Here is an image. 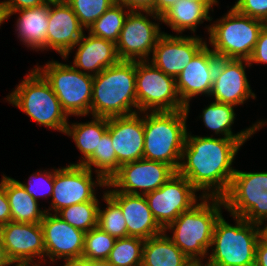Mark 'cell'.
<instances>
[{
  "label": "cell",
  "mask_w": 267,
  "mask_h": 266,
  "mask_svg": "<svg viewBox=\"0 0 267 266\" xmlns=\"http://www.w3.org/2000/svg\"><path fill=\"white\" fill-rule=\"evenodd\" d=\"M246 141L186 134L180 166L184 176L203 197L222 198L236 171L231 165Z\"/></svg>",
  "instance_id": "1"
},
{
  "label": "cell",
  "mask_w": 267,
  "mask_h": 266,
  "mask_svg": "<svg viewBox=\"0 0 267 266\" xmlns=\"http://www.w3.org/2000/svg\"><path fill=\"white\" fill-rule=\"evenodd\" d=\"M137 112L136 61L120 60L93 76L91 116L111 118Z\"/></svg>",
  "instance_id": "2"
},
{
  "label": "cell",
  "mask_w": 267,
  "mask_h": 266,
  "mask_svg": "<svg viewBox=\"0 0 267 266\" xmlns=\"http://www.w3.org/2000/svg\"><path fill=\"white\" fill-rule=\"evenodd\" d=\"M222 198L202 197L200 203L183 212L164 232L171 230L169 238L193 262H203L209 255L216 221L222 215ZM207 255V256H206Z\"/></svg>",
  "instance_id": "3"
},
{
  "label": "cell",
  "mask_w": 267,
  "mask_h": 266,
  "mask_svg": "<svg viewBox=\"0 0 267 266\" xmlns=\"http://www.w3.org/2000/svg\"><path fill=\"white\" fill-rule=\"evenodd\" d=\"M144 114L143 158L166 163L177 172L186 140V120L189 114L186 109L146 111Z\"/></svg>",
  "instance_id": "4"
},
{
  "label": "cell",
  "mask_w": 267,
  "mask_h": 266,
  "mask_svg": "<svg viewBox=\"0 0 267 266\" xmlns=\"http://www.w3.org/2000/svg\"><path fill=\"white\" fill-rule=\"evenodd\" d=\"M236 225L221 215L213 231L211 254L206 266H255L256 246L262 235L261 225L232 216Z\"/></svg>",
  "instance_id": "5"
},
{
  "label": "cell",
  "mask_w": 267,
  "mask_h": 266,
  "mask_svg": "<svg viewBox=\"0 0 267 266\" xmlns=\"http://www.w3.org/2000/svg\"><path fill=\"white\" fill-rule=\"evenodd\" d=\"M23 79L6 100L37 124L64 134L68 116L63 111L49 82L36 68H33Z\"/></svg>",
  "instance_id": "6"
},
{
  "label": "cell",
  "mask_w": 267,
  "mask_h": 266,
  "mask_svg": "<svg viewBox=\"0 0 267 266\" xmlns=\"http://www.w3.org/2000/svg\"><path fill=\"white\" fill-rule=\"evenodd\" d=\"M214 22L206 27L214 54L218 58L246 60L251 57L265 24L262 20L239 13L233 7Z\"/></svg>",
  "instance_id": "7"
},
{
  "label": "cell",
  "mask_w": 267,
  "mask_h": 266,
  "mask_svg": "<svg viewBox=\"0 0 267 266\" xmlns=\"http://www.w3.org/2000/svg\"><path fill=\"white\" fill-rule=\"evenodd\" d=\"M35 68L49 82L68 117L91 114L92 75L54 60L48 61L43 67Z\"/></svg>",
  "instance_id": "8"
},
{
  "label": "cell",
  "mask_w": 267,
  "mask_h": 266,
  "mask_svg": "<svg viewBox=\"0 0 267 266\" xmlns=\"http://www.w3.org/2000/svg\"><path fill=\"white\" fill-rule=\"evenodd\" d=\"M231 216L263 225L267 221V172L235 171L228 191L222 197Z\"/></svg>",
  "instance_id": "9"
},
{
  "label": "cell",
  "mask_w": 267,
  "mask_h": 266,
  "mask_svg": "<svg viewBox=\"0 0 267 266\" xmlns=\"http://www.w3.org/2000/svg\"><path fill=\"white\" fill-rule=\"evenodd\" d=\"M149 61H136L138 112L186 109L176 88V78L165 74Z\"/></svg>",
  "instance_id": "10"
},
{
  "label": "cell",
  "mask_w": 267,
  "mask_h": 266,
  "mask_svg": "<svg viewBox=\"0 0 267 266\" xmlns=\"http://www.w3.org/2000/svg\"><path fill=\"white\" fill-rule=\"evenodd\" d=\"M146 15H144L143 13ZM161 21V16L152 11H129L119 38L116 50L121 61H148L149 55L164 33L159 23L151 21L148 17Z\"/></svg>",
  "instance_id": "11"
},
{
  "label": "cell",
  "mask_w": 267,
  "mask_h": 266,
  "mask_svg": "<svg viewBox=\"0 0 267 266\" xmlns=\"http://www.w3.org/2000/svg\"><path fill=\"white\" fill-rule=\"evenodd\" d=\"M83 165L69 164L66 167L54 169V186L52 202L48 208L56 214L59 210L85 201H99L95 187H106L107 182ZM96 181V182H95Z\"/></svg>",
  "instance_id": "12"
},
{
  "label": "cell",
  "mask_w": 267,
  "mask_h": 266,
  "mask_svg": "<svg viewBox=\"0 0 267 266\" xmlns=\"http://www.w3.org/2000/svg\"><path fill=\"white\" fill-rule=\"evenodd\" d=\"M197 190L182 175L176 172L161 187L145 194L155 221L164 230L181 213L190 210L202 195L197 196Z\"/></svg>",
  "instance_id": "13"
},
{
  "label": "cell",
  "mask_w": 267,
  "mask_h": 266,
  "mask_svg": "<svg viewBox=\"0 0 267 266\" xmlns=\"http://www.w3.org/2000/svg\"><path fill=\"white\" fill-rule=\"evenodd\" d=\"M175 173L166 163L142 158L121 165L106 187L126 194L145 195L161 187Z\"/></svg>",
  "instance_id": "14"
},
{
  "label": "cell",
  "mask_w": 267,
  "mask_h": 266,
  "mask_svg": "<svg viewBox=\"0 0 267 266\" xmlns=\"http://www.w3.org/2000/svg\"><path fill=\"white\" fill-rule=\"evenodd\" d=\"M0 237L14 266H40L42 261L45 262L43 229L40 223L10 221L0 226ZM35 258L38 259L37 263L33 262Z\"/></svg>",
  "instance_id": "15"
},
{
  "label": "cell",
  "mask_w": 267,
  "mask_h": 266,
  "mask_svg": "<svg viewBox=\"0 0 267 266\" xmlns=\"http://www.w3.org/2000/svg\"><path fill=\"white\" fill-rule=\"evenodd\" d=\"M40 224L43 229L45 261L46 257L50 258L51 263L58 259H63L65 263L82 259L84 231L74 228L48 209Z\"/></svg>",
  "instance_id": "16"
},
{
  "label": "cell",
  "mask_w": 267,
  "mask_h": 266,
  "mask_svg": "<svg viewBox=\"0 0 267 266\" xmlns=\"http://www.w3.org/2000/svg\"><path fill=\"white\" fill-rule=\"evenodd\" d=\"M246 66L250 67L246 59L218 58L209 97L215 102L234 106L244 104L249 98L255 99L246 76Z\"/></svg>",
  "instance_id": "17"
},
{
  "label": "cell",
  "mask_w": 267,
  "mask_h": 266,
  "mask_svg": "<svg viewBox=\"0 0 267 266\" xmlns=\"http://www.w3.org/2000/svg\"><path fill=\"white\" fill-rule=\"evenodd\" d=\"M206 43L195 35L173 36L163 33L157 41L150 62L165 74L177 78Z\"/></svg>",
  "instance_id": "18"
},
{
  "label": "cell",
  "mask_w": 267,
  "mask_h": 266,
  "mask_svg": "<svg viewBox=\"0 0 267 266\" xmlns=\"http://www.w3.org/2000/svg\"><path fill=\"white\" fill-rule=\"evenodd\" d=\"M107 131L115 150L118 170L123 164L143 158L144 112L108 118Z\"/></svg>",
  "instance_id": "19"
},
{
  "label": "cell",
  "mask_w": 267,
  "mask_h": 266,
  "mask_svg": "<svg viewBox=\"0 0 267 266\" xmlns=\"http://www.w3.org/2000/svg\"><path fill=\"white\" fill-rule=\"evenodd\" d=\"M218 57L206 44L176 78V88L189 113L190 99L198 95L209 96Z\"/></svg>",
  "instance_id": "20"
},
{
  "label": "cell",
  "mask_w": 267,
  "mask_h": 266,
  "mask_svg": "<svg viewBox=\"0 0 267 266\" xmlns=\"http://www.w3.org/2000/svg\"><path fill=\"white\" fill-rule=\"evenodd\" d=\"M48 25L45 50L53 49L67 60L85 29L66 2H50Z\"/></svg>",
  "instance_id": "21"
},
{
  "label": "cell",
  "mask_w": 267,
  "mask_h": 266,
  "mask_svg": "<svg viewBox=\"0 0 267 266\" xmlns=\"http://www.w3.org/2000/svg\"><path fill=\"white\" fill-rule=\"evenodd\" d=\"M106 194L121 208L127 224V237L146 240L164 230L155 221L144 195L117 192L114 188Z\"/></svg>",
  "instance_id": "22"
},
{
  "label": "cell",
  "mask_w": 267,
  "mask_h": 266,
  "mask_svg": "<svg viewBox=\"0 0 267 266\" xmlns=\"http://www.w3.org/2000/svg\"><path fill=\"white\" fill-rule=\"evenodd\" d=\"M77 46L73 67L82 73L95 76L120 61L114 42L95 37L90 33L88 36L83 33L73 49Z\"/></svg>",
  "instance_id": "23"
},
{
  "label": "cell",
  "mask_w": 267,
  "mask_h": 266,
  "mask_svg": "<svg viewBox=\"0 0 267 266\" xmlns=\"http://www.w3.org/2000/svg\"><path fill=\"white\" fill-rule=\"evenodd\" d=\"M50 2L33 8H25L11 13H4V21L14 13L18 14L16 32L20 41L32 50H45L47 41Z\"/></svg>",
  "instance_id": "24"
},
{
  "label": "cell",
  "mask_w": 267,
  "mask_h": 266,
  "mask_svg": "<svg viewBox=\"0 0 267 266\" xmlns=\"http://www.w3.org/2000/svg\"><path fill=\"white\" fill-rule=\"evenodd\" d=\"M234 105L224 104L218 102H211L208 107H205L202 111V118L204 125L213 130L216 135H224L225 138H234L237 141H247L257 130H260L267 121H257L251 127L246 128L236 134L232 132V125L236 119Z\"/></svg>",
  "instance_id": "25"
},
{
  "label": "cell",
  "mask_w": 267,
  "mask_h": 266,
  "mask_svg": "<svg viewBox=\"0 0 267 266\" xmlns=\"http://www.w3.org/2000/svg\"><path fill=\"white\" fill-rule=\"evenodd\" d=\"M192 263L164 231L144 242L141 266H190Z\"/></svg>",
  "instance_id": "26"
},
{
  "label": "cell",
  "mask_w": 267,
  "mask_h": 266,
  "mask_svg": "<svg viewBox=\"0 0 267 266\" xmlns=\"http://www.w3.org/2000/svg\"><path fill=\"white\" fill-rule=\"evenodd\" d=\"M210 9L203 2L178 0L161 15V22L171 27L177 34L185 30L195 33L197 25L211 21Z\"/></svg>",
  "instance_id": "27"
},
{
  "label": "cell",
  "mask_w": 267,
  "mask_h": 266,
  "mask_svg": "<svg viewBox=\"0 0 267 266\" xmlns=\"http://www.w3.org/2000/svg\"><path fill=\"white\" fill-rule=\"evenodd\" d=\"M5 191L11 209V221L20 223H41L46 210L39 208L36 201L19 182L5 176Z\"/></svg>",
  "instance_id": "28"
},
{
  "label": "cell",
  "mask_w": 267,
  "mask_h": 266,
  "mask_svg": "<svg viewBox=\"0 0 267 266\" xmlns=\"http://www.w3.org/2000/svg\"><path fill=\"white\" fill-rule=\"evenodd\" d=\"M93 120L85 123L67 124L64 134L70 136L76 147L82 153L83 158L72 165H83L94 153L103 134L108 130V118L92 117Z\"/></svg>",
  "instance_id": "29"
},
{
  "label": "cell",
  "mask_w": 267,
  "mask_h": 266,
  "mask_svg": "<svg viewBox=\"0 0 267 266\" xmlns=\"http://www.w3.org/2000/svg\"><path fill=\"white\" fill-rule=\"evenodd\" d=\"M128 10L121 4H113L89 27V33L95 37L103 38L116 44L124 21L129 13Z\"/></svg>",
  "instance_id": "30"
},
{
  "label": "cell",
  "mask_w": 267,
  "mask_h": 266,
  "mask_svg": "<svg viewBox=\"0 0 267 266\" xmlns=\"http://www.w3.org/2000/svg\"><path fill=\"white\" fill-rule=\"evenodd\" d=\"M92 171V167L106 182L118 172V161L111 141L110 133L106 131L96 147L93 155L83 164Z\"/></svg>",
  "instance_id": "31"
},
{
  "label": "cell",
  "mask_w": 267,
  "mask_h": 266,
  "mask_svg": "<svg viewBox=\"0 0 267 266\" xmlns=\"http://www.w3.org/2000/svg\"><path fill=\"white\" fill-rule=\"evenodd\" d=\"M100 201H85L59 210L56 215L85 233L98 226Z\"/></svg>",
  "instance_id": "32"
},
{
  "label": "cell",
  "mask_w": 267,
  "mask_h": 266,
  "mask_svg": "<svg viewBox=\"0 0 267 266\" xmlns=\"http://www.w3.org/2000/svg\"><path fill=\"white\" fill-rule=\"evenodd\" d=\"M144 242L137 237L116 239L107 261L114 266H141Z\"/></svg>",
  "instance_id": "33"
},
{
  "label": "cell",
  "mask_w": 267,
  "mask_h": 266,
  "mask_svg": "<svg viewBox=\"0 0 267 266\" xmlns=\"http://www.w3.org/2000/svg\"><path fill=\"white\" fill-rule=\"evenodd\" d=\"M103 199L106 208L98 209V227L115 239L127 237V224L121 208L104 191Z\"/></svg>",
  "instance_id": "34"
},
{
  "label": "cell",
  "mask_w": 267,
  "mask_h": 266,
  "mask_svg": "<svg viewBox=\"0 0 267 266\" xmlns=\"http://www.w3.org/2000/svg\"><path fill=\"white\" fill-rule=\"evenodd\" d=\"M116 239L96 226L85 233L82 258L88 260H107Z\"/></svg>",
  "instance_id": "35"
},
{
  "label": "cell",
  "mask_w": 267,
  "mask_h": 266,
  "mask_svg": "<svg viewBox=\"0 0 267 266\" xmlns=\"http://www.w3.org/2000/svg\"><path fill=\"white\" fill-rule=\"evenodd\" d=\"M66 3L73 9L80 25L88 30L116 2L115 0H67Z\"/></svg>",
  "instance_id": "36"
},
{
  "label": "cell",
  "mask_w": 267,
  "mask_h": 266,
  "mask_svg": "<svg viewBox=\"0 0 267 266\" xmlns=\"http://www.w3.org/2000/svg\"><path fill=\"white\" fill-rule=\"evenodd\" d=\"M36 201L40 198L51 197L54 186V169L52 171L42 170L33 173L28 180V183L18 181Z\"/></svg>",
  "instance_id": "37"
},
{
  "label": "cell",
  "mask_w": 267,
  "mask_h": 266,
  "mask_svg": "<svg viewBox=\"0 0 267 266\" xmlns=\"http://www.w3.org/2000/svg\"><path fill=\"white\" fill-rule=\"evenodd\" d=\"M232 7L241 14L267 23V0H237Z\"/></svg>",
  "instance_id": "38"
},
{
  "label": "cell",
  "mask_w": 267,
  "mask_h": 266,
  "mask_svg": "<svg viewBox=\"0 0 267 266\" xmlns=\"http://www.w3.org/2000/svg\"><path fill=\"white\" fill-rule=\"evenodd\" d=\"M248 62L250 66L253 63L267 64V23L264 24L259 33L258 40Z\"/></svg>",
  "instance_id": "39"
},
{
  "label": "cell",
  "mask_w": 267,
  "mask_h": 266,
  "mask_svg": "<svg viewBox=\"0 0 267 266\" xmlns=\"http://www.w3.org/2000/svg\"><path fill=\"white\" fill-rule=\"evenodd\" d=\"M1 2L4 13H11L25 8L38 7L47 3L46 0H4Z\"/></svg>",
  "instance_id": "40"
},
{
  "label": "cell",
  "mask_w": 267,
  "mask_h": 266,
  "mask_svg": "<svg viewBox=\"0 0 267 266\" xmlns=\"http://www.w3.org/2000/svg\"><path fill=\"white\" fill-rule=\"evenodd\" d=\"M11 221V209L5 191V175L0 182V226Z\"/></svg>",
  "instance_id": "41"
},
{
  "label": "cell",
  "mask_w": 267,
  "mask_h": 266,
  "mask_svg": "<svg viewBox=\"0 0 267 266\" xmlns=\"http://www.w3.org/2000/svg\"><path fill=\"white\" fill-rule=\"evenodd\" d=\"M129 11H152L155 14L156 0H115Z\"/></svg>",
  "instance_id": "42"
},
{
  "label": "cell",
  "mask_w": 267,
  "mask_h": 266,
  "mask_svg": "<svg viewBox=\"0 0 267 266\" xmlns=\"http://www.w3.org/2000/svg\"><path fill=\"white\" fill-rule=\"evenodd\" d=\"M255 266H267V239L263 235L256 246Z\"/></svg>",
  "instance_id": "43"
},
{
  "label": "cell",
  "mask_w": 267,
  "mask_h": 266,
  "mask_svg": "<svg viewBox=\"0 0 267 266\" xmlns=\"http://www.w3.org/2000/svg\"><path fill=\"white\" fill-rule=\"evenodd\" d=\"M178 0H156L155 2V14L161 16L171 6H173Z\"/></svg>",
  "instance_id": "44"
},
{
  "label": "cell",
  "mask_w": 267,
  "mask_h": 266,
  "mask_svg": "<svg viewBox=\"0 0 267 266\" xmlns=\"http://www.w3.org/2000/svg\"><path fill=\"white\" fill-rule=\"evenodd\" d=\"M78 266H114L110 264L107 260H88V259H80L75 262Z\"/></svg>",
  "instance_id": "45"
},
{
  "label": "cell",
  "mask_w": 267,
  "mask_h": 266,
  "mask_svg": "<svg viewBox=\"0 0 267 266\" xmlns=\"http://www.w3.org/2000/svg\"><path fill=\"white\" fill-rule=\"evenodd\" d=\"M10 265H13V263L8 258L6 250L3 246V243L0 237V266H10Z\"/></svg>",
  "instance_id": "46"
},
{
  "label": "cell",
  "mask_w": 267,
  "mask_h": 266,
  "mask_svg": "<svg viewBox=\"0 0 267 266\" xmlns=\"http://www.w3.org/2000/svg\"><path fill=\"white\" fill-rule=\"evenodd\" d=\"M190 1L203 2L209 9H212V11L213 8L211 7L216 4L218 5V0H190Z\"/></svg>",
  "instance_id": "47"
},
{
  "label": "cell",
  "mask_w": 267,
  "mask_h": 266,
  "mask_svg": "<svg viewBox=\"0 0 267 266\" xmlns=\"http://www.w3.org/2000/svg\"><path fill=\"white\" fill-rule=\"evenodd\" d=\"M4 22V11L2 7V2H0V26Z\"/></svg>",
  "instance_id": "48"
},
{
  "label": "cell",
  "mask_w": 267,
  "mask_h": 266,
  "mask_svg": "<svg viewBox=\"0 0 267 266\" xmlns=\"http://www.w3.org/2000/svg\"><path fill=\"white\" fill-rule=\"evenodd\" d=\"M262 235L267 239V224L262 227Z\"/></svg>",
  "instance_id": "49"
},
{
  "label": "cell",
  "mask_w": 267,
  "mask_h": 266,
  "mask_svg": "<svg viewBox=\"0 0 267 266\" xmlns=\"http://www.w3.org/2000/svg\"><path fill=\"white\" fill-rule=\"evenodd\" d=\"M63 266H78L75 262H66Z\"/></svg>",
  "instance_id": "50"
},
{
  "label": "cell",
  "mask_w": 267,
  "mask_h": 266,
  "mask_svg": "<svg viewBox=\"0 0 267 266\" xmlns=\"http://www.w3.org/2000/svg\"><path fill=\"white\" fill-rule=\"evenodd\" d=\"M47 2L57 3V2H66L67 0H46Z\"/></svg>",
  "instance_id": "51"
},
{
  "label": "cell",
  "mask_w": 267,
  "mask_h": 266,
  "mask_svg": "<svg viewBox=\"0 0 267 266\" xmlns=\"http://www.w3.org/2000/svg\"><path fill=\"white\" fill-rule=\"evenodd\" d=\"M190 266H203V262H193Z\"/></svg>",
  "instance_id": "52"
}]
</instances>
